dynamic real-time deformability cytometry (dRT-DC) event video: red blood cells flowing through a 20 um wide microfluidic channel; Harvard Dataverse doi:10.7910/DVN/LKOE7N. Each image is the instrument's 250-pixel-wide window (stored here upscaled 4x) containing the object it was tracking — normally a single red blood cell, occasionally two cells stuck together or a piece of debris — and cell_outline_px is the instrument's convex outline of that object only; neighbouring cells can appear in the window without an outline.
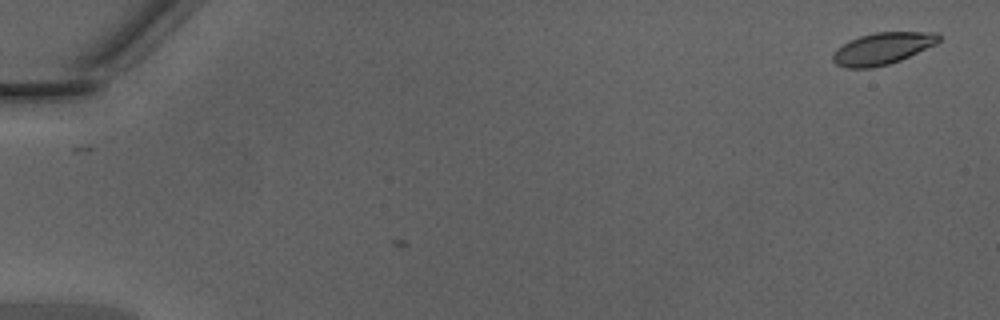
{"species": "Egyptian fruit bat (a non-hibernating species)", "species_latin": "Rousettus aegyptiacus", "temperature_condition": "warm", "stored_images_in_passage": 3, "camera_frame_rate_fps": 3000, "um_per_image_px": 0.085, "animal": {"sex": "male"}, "frame": {"image": 1, "passage_image": 1, "time_ms": 0.0, "image_size_px": [1000, 320], "cell_outline_px": [[940, 40], [936, 44], [900, 60], [888, 64], [872, 68], [848, 68], [836, 64], [832, 60], [832, 56], [836, 48], [848, 40], [860, 36], [876, 32], [936, 32], [940, 36]], "centroid_in_image_um": [74.98, 4.12], "position_along_channel_um": 10.0, "area_um2": 19.65}}